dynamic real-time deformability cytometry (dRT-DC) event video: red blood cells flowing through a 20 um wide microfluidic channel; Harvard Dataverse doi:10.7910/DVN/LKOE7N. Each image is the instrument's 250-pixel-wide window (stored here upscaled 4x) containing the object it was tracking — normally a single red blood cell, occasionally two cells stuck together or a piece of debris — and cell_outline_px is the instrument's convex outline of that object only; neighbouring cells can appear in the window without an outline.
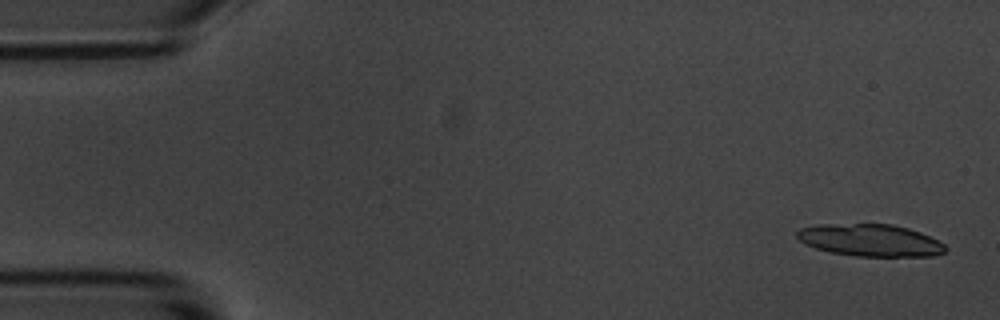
{"species": "common noctule bat (a hibernating species)", "species_latin": "Nyctalus noctula", "temperature_condition": "room temperature", "stored_images_in_passage": 6, "camera_frame_rate_fps": 3000, "um_per_image_px": 0.085, "animal": {"sex": "male", "body_mass_g": 20.1, "forearm_length_mm": 53.5}, "frame": {"image": 1, "passage_image": 1, "time_ms": 0.0, "image_size_px": [1000, 320], "cell_outline_px": [[948, 248], [944, 252], [932, 256], [856, 256], [832, 252], [816, 248], [804, 244], [796, 236], [796, 232], [800, 228], [820, 224], [892, 224], [908, 228], [920, 232], [944, 244]], "centroid_in_image_um": [73.96, 20.42], "position_along_channel_um": 11.0, "area_um2": 27.69}}
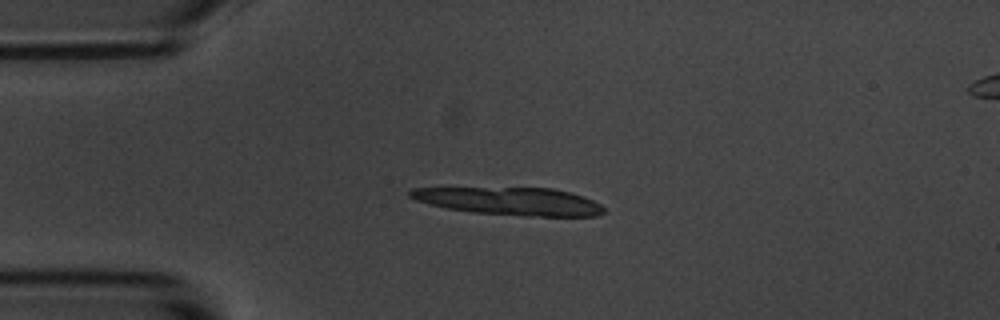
{"frame": {"image": 2, "passage_image": 4, "time_ms": 3.667, "image_size_px": [1000, 320], "cell_outline_px": [[604, 212], [596, 216], [524, 216], [472, 212], [448, 208], [428, 204], [416, 200], [408, 196], [408, 192], [412, 188], [552, 188], [572, 192], [584, 196], [600, 204], [604, 208]], "centroid_in_image_um": [43.36, 17.1], "position_along_channel_um": 41.6, "area_um2": 31.27}}